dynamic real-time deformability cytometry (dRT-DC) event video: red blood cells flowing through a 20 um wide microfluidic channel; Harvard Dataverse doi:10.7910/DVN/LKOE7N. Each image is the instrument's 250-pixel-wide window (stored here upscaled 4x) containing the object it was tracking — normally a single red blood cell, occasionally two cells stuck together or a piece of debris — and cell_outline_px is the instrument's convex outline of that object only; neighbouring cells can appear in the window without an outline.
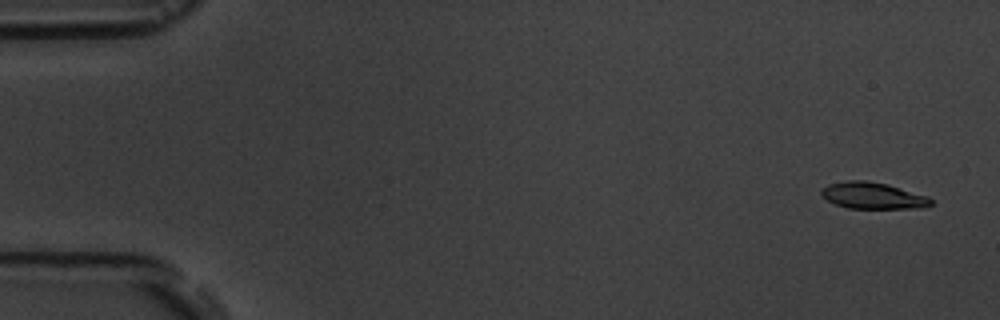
{"species": "common noctule bat (a hibernating species)", "species_latin": "Nyctalus noctula", "temperature_condition": "room temperature", "stored_images_in_passage": 6, "camera_frame_rate_fps": 3000, "um_per_image_px": 0.085, "animal": {"sex": "male", "body_mass_g": 19.5, "forearm_length_mm": 54.6}, "frame": {"image": 1, "passage_image": 1, "time_ms": 0.0, "image_size_px": [1000, 320], "cell_outline_px": [[932, 204], [920, 208], [848, 208], [836, 204], [820, 196], [820, 188], [828, 184], [848, 180], [864, 180], [888, 184], [928, 196], [932, 200]], "centroid_in_image_um": [74.16, 16.62], "position_along_channel_um": 10.8, "area_um2": 16.99}}